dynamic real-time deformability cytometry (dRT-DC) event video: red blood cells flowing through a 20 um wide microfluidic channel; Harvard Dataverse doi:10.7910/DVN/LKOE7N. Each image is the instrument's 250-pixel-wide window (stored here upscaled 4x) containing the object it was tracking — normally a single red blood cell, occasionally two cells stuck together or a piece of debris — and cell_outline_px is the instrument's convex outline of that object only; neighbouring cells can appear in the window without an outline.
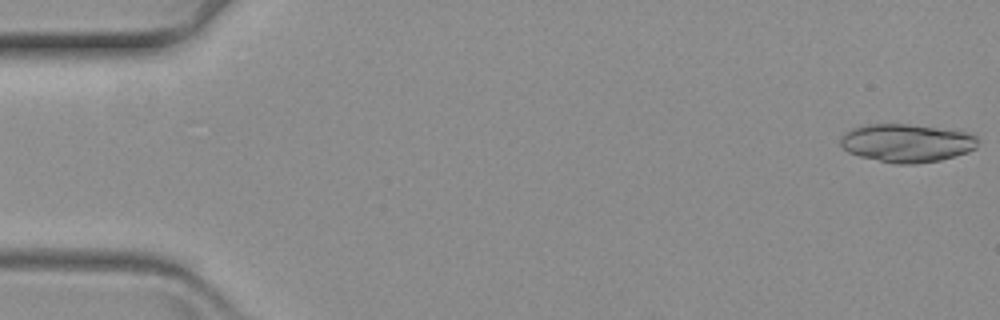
{"species": "common noctule bat (a hibernating species)", "species_latin": "Nyctalus noctula", "temperature_condition": "warm", "stored_images_in_passage": 15, "camera_frame_rate_fps": 3000, "um_per_image_px": 0.085, "animal": {"sex": "female", "body_mass_g": 19.3, "forearm_length_mm": 54.1}, "frame": {"image": 1, "passage_image": 1, "time_ms": 0.0, "image_size_px": [1000, 320], "cell_outline_px": [[976, 148], [968, 152], [940, 160], [912, 164], [900, 164], [860, 156], [848, 152], [840, 144], [840, 136], [844, 132], [860, 124], [908, 124], [964, 128], [976, 136]], "centroid_in_image_um": [77.12, 12.11], "position_along_channel_um": 7.9, "area_um2": 31.27}}